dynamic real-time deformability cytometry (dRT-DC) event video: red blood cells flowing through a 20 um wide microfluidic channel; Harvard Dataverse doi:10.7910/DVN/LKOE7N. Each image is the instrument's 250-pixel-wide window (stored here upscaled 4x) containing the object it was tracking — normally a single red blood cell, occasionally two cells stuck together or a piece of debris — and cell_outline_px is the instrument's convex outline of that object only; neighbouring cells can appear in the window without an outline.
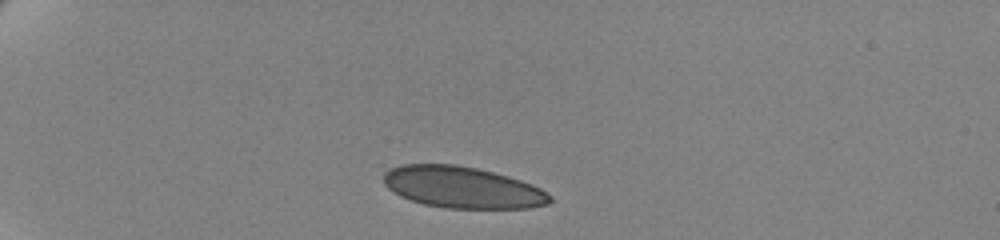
{"species": "human", "species_latin": "Homo sapiens", "temperature_condition": "cold", "stored_images_in_passage": 44, "camera_frame_rate_fps": 3000, "um_per_image_px": 0.085, "donor": {"sex": "female"}, "frame": {"image": 1, "passage_image": 1, "time_ms": 0.0, "image_size_px": [1000, 240], "cell_outline_px": [[552, 200], [548, 204], [528, 208], [444, 208], [424, 204], [400, 196], [388, 188], [384, 184], [384, 172], [400, 164], [456, 164], [476, 168], [508, 176], [532, 184], [548, 192], [552, 196]], "centroid_in_image_um": [39.31, 15.92], "position_along_channel_um": 45.7, "area_um2": 40.23}}
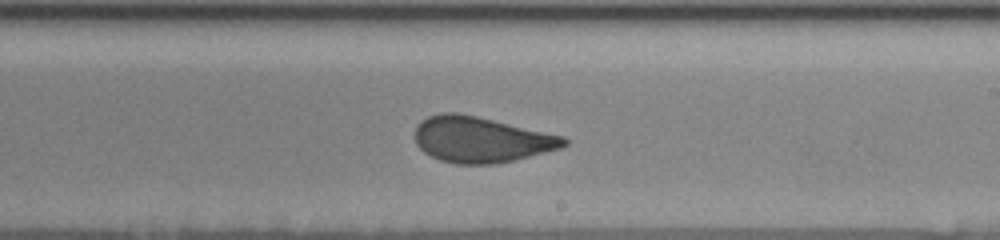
{"frame": {"image": 2, "passage_image": 23, "time_ms": 7.333, "image_size_px": [1000, 240], "cell_outline_px": [[568, 144], [560, 148], [496, 164], [456, 164], [440, 160], [424, 152], [416, 144], [416, 124], [428, 116], [440, 112], [456, 112], [476, 116], [564, 136], [568, 140]], "centroid_in_image_um": [40.86, 11.86], "position_along_channel_um": 248.1, "area_um2": 39.48}}
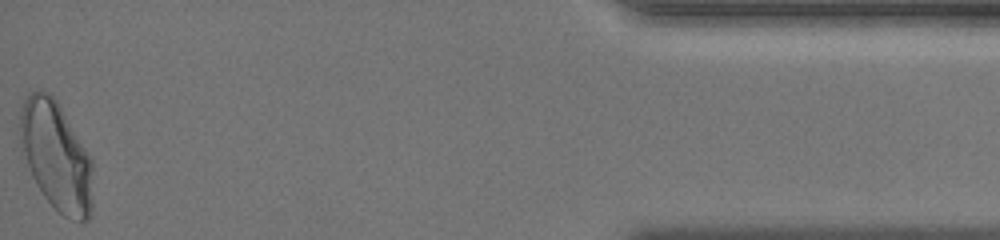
{"frame": {"image": 3, "passage_image": 44, "time_ms": 14.333, "image_size_px": [1000, 240], "cell_outline_px": [[92, 212], [88, 220], [80, 224], [64, 216], [44, 196], [36, 184], [32, 176], [20, 144], [20, 112], [24, 100], [32, 92], [48, 92], [56, 100], [92, 156]], "centroid_in_image_um": [4.82, 13.31], "position_along_channel_um": 430.4, "area_um2": 46.24}, "authors_computed_cell_mechanics": {"area_um2": 40.4889, "velocity_mm_per_s": 3.4788, "shape_relaxation_time_tau1_ms": 4.7397, "shape_relaxation_time_tau2_ms": null, "deformation_change_tau1": 0.1276, "deformation_change_tau2": null}}